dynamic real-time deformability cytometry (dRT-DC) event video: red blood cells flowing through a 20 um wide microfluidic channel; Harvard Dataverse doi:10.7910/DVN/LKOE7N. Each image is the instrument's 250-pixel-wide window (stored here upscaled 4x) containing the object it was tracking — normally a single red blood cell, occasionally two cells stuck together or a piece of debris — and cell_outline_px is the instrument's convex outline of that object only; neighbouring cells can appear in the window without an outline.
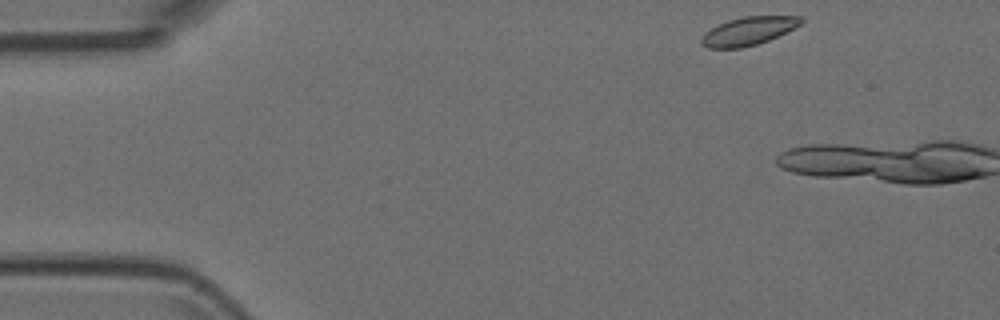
{"species": "Egyptian fruit bat (a non-hibernating species)", "species_latin": "Rousettus aegyptiacus", "temperature_condition": "room temperature", "stored_images_in_passage": 3, "camera_frame_rate_fps": 3000, "um_per_image_px": 0.085, "animal": {"sex": "female"}, "frame": {"image": 1, "passage_image": 1, "time_ms": 0.0, "image_size_px": [1000, 320], "cell_outline_px": [[804, 20], [800, 24], [768, 40], [756, 44], [740, 48], [708, 48], [700, 44], [700, 40], [704, 32], [728, 20], [744, 16], [800, 16]], "centroid_in_image_um": [63.56, 2.64], "position_along_channel_um": 21.4, "area_um2": 16.13}}